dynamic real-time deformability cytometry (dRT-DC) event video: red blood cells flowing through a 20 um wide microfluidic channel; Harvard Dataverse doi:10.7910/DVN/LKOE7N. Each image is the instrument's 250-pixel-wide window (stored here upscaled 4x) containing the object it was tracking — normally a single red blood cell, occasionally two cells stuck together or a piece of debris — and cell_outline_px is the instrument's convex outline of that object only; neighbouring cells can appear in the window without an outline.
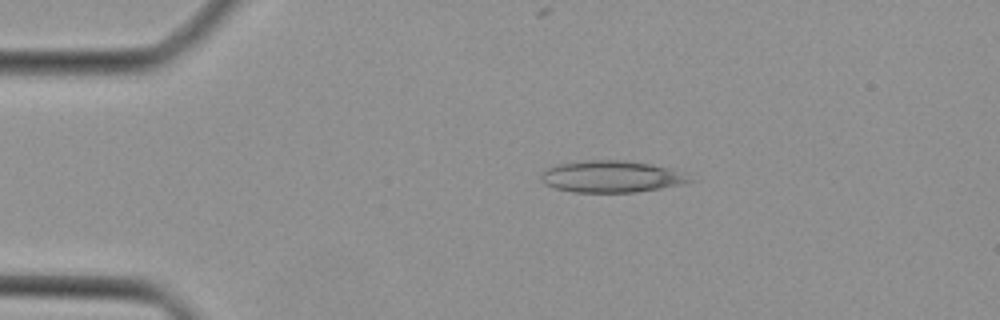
{"species": "Egyptian fruit bat (a non-hibernating species)", "species_latin": "Rousettus aegyptiacus", "temperature_condition": "cold", "stored_images_in_passage": 39, "camera_frame_rate_fps": 3000, "um_per_image_px": 0.085, "animal": {"sex": "female"}, "frame": {"image": 1, "passage_image": 4, "time_ms": 1.0, "image_size_px": [1000, 320], "cell_outline_px": [[696, 180], [688, 184], [636, 192], [572, 192], [552, 188], [544, 184], [540, 180], [540, 176], [544, 168], [552, 164], [584, 160], [624, 160], [652, 164], [668, 168]], "centroid_in_image_um": [51.9, 15.01], "position_along_channel_um": 33.1, "area_um2": 27.98}}
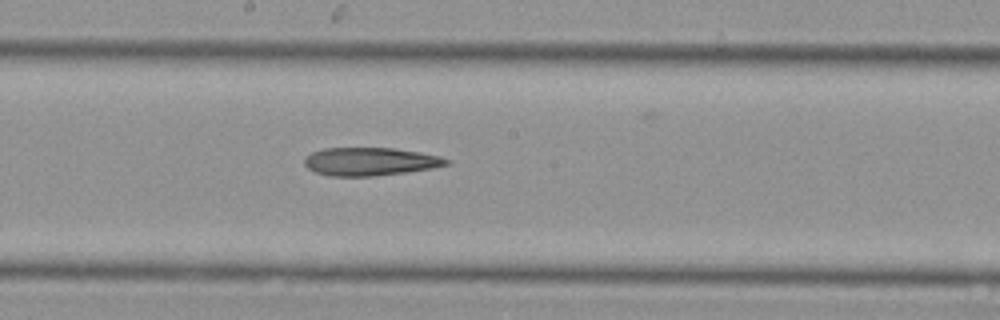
{"frame": {"image": 2, "passage_image": 19, "time_ms": 6.0, "image_size_px": [1000, 320], "cell_outline_px": [[452, 164], [432, 168], [404, 172], [372, 176], [328, 176], [316, 172], [308, 168], [304, 164], [304, 160], [312, 152], [324, 148], [396, 148], [420, 152], [440, 156], [452, 160]], "centroid_in_image_um": [31.51, 13.73], "position_along_channel_um": 216.7, "area_um2": 23.29}}
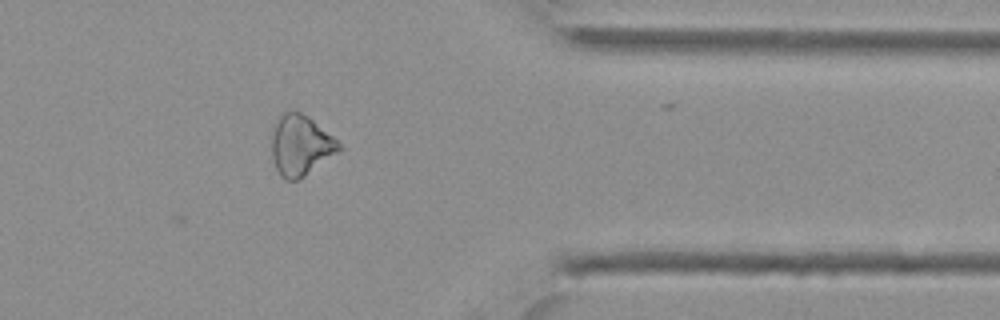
{"frame": {"image": 3, "passage_image": 31, "time_ms": 10.0, "image_size_px": [1000, 320], "cell_outline_px": [[344, 148], [340, 152], [300, 180], [284, 180], [280, 176], [276, 168], [272, 156], [272, 136], [276, 120], [284, 112], [300, 112], [308, 116], [332, 136]], "centroid_in_image_um": [25.57, 12.4], "position_along_channel_um": 385.8, "area_um2": 23.81}}